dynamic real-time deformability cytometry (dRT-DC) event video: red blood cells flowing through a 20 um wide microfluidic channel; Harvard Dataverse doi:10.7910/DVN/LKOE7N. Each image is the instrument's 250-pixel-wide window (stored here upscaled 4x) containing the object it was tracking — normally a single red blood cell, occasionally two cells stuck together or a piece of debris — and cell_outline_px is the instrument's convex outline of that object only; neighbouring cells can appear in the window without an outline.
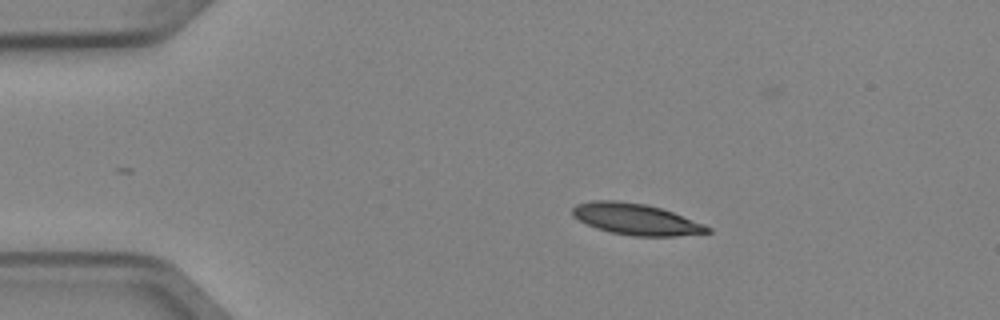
{"species": "Egyptian fruit bat (a non-hibernating species)", "species_latin": "Rousettus aegyptiacus", "temperature_condition": "cold", "stored_images_in_passage": 5, "camera_frame_rate_fps": 3000, "um_per_image_px": 0.085, "animal": {"sex": "female"}, "frame": {"image": 1, "passage_image": 3, "time_ms": 0.667, "image_size_px": [1000, 320], "cell_outline_px": [[712, 232], [676, 236], [632, 236], [612, 232], [596, 228], [572, 216], [572, 208], [576, 204], [592, 200], [616, 200], [644, 204], [660, 208], [672, 212], [704, 224], [712, 228]], "centroid_in_image_um": [54.05, 18.63], "position_along_channel_um": 30.9, "area_um2": 24.45}}
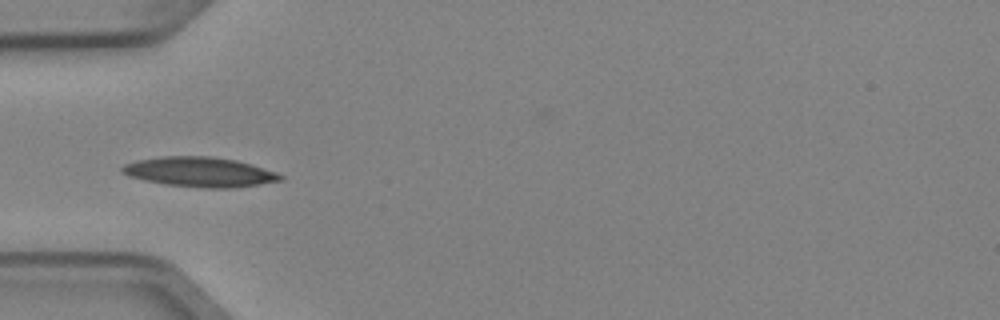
{"frame": {"image": 2, "passage_image": 5, "time_ms": 1.333, "image_size_px": [1000, 320], "cell_outline_px": [[284, 180], [236, 188], [200, 188], [164, 184], [144, 180], [128, 176], [120, 172], [120, 168], [124, 164], [136, 160], [160, 156], [212, 156], [236, 160], [252, 164], [276, 172], [284, 176]], "centroid_in_image_um": [16.97, 14.62], "position_along_channel_um": 68.0, "area_um2": 27.86}}